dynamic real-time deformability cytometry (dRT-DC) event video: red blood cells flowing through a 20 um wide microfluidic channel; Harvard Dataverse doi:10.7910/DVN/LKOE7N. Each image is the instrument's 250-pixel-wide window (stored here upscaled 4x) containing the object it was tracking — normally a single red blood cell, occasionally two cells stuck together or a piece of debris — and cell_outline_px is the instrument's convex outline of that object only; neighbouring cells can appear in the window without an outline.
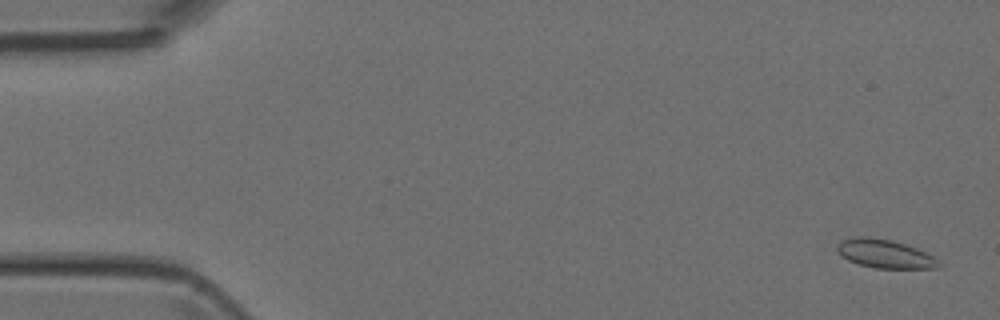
{"species": "Egyptian fruit bat (a non-hibernating species)", "species_latin": "Rousettus aegyptiacus", "temperature_condition": "room temperature", "stored_images_in_passage": 49, "camera_frame_rate_fps": 3000, "um_per_image_px": 0.085, "animal": {"sex": "female"}, "frame": {"image": 1, "passage_image": 2, "time_ms": 0.333, "image_size_px": [1000, 320], "cell_outline_px": [[944, 264], [940, 268], [876, 268], [860, 264], [848, 260], [840, 256], [836, 248], [836, 244], [840, 240], [856, 236], [868, 236], [888, 240], [904, 244], [916, 248], [932, 256]], "centroid_in_image_um": [75.18, 21.57], "position_along_channel_um": 9.8, "area_um2": 16.94}}
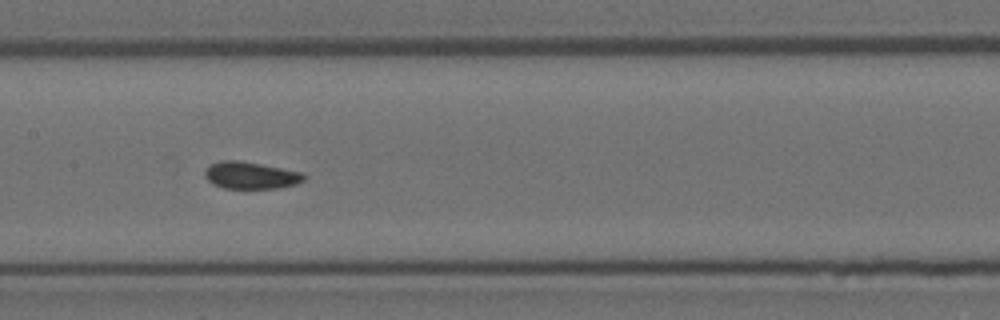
{"frame": {"image": 2, "passage_image": 24, "time_ms": 7.667, "image_size_px": [1000, 320], "cell_outline_px": [[308, 176], [304, 180], [296, 184], [280, 188], [224, 188], [212, 184], [204, 176], [204, 172], [212, 164], [220, 160], [240, 160], [304, 172]], "centroid_in_image_um": [21.35, 14.9], "position_along_channel_um": 186.0, "area_um2": 15.78}}
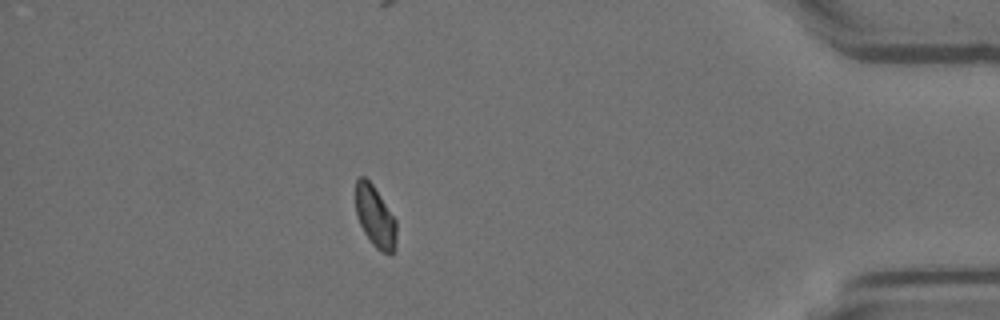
{"frame": {"image": 3, "passage_image": 43, "time_ms": 14.0, "image_size_px": [1000, 320], "cell_outline_px": [[396, 248], [392, 252], [384, 252], [376, 248], [372, 244], [364, 232], [356, 216], [356, 176], [364, 176], [372, 184], [396, 220]], "centroid_in_image_um": [31.87, 18.4], "position_along_channel_um": 403.3, "area_um2": 14.45}}